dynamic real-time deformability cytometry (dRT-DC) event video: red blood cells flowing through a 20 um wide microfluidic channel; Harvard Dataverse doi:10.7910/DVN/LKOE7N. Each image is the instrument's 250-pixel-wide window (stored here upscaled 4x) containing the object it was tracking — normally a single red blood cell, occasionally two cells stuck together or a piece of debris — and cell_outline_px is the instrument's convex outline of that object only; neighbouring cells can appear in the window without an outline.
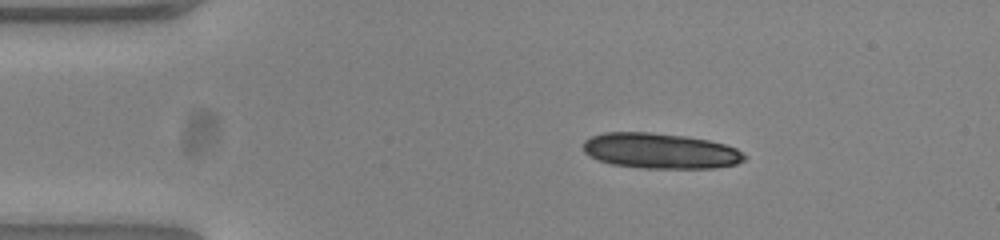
{"species": "common noctule bat (a hibernating species)", "species_latin": "Nyctalus noctula", "temperature_condition": "warm", "stored_images_in_passage": 44, "camera_frame_rate_fps": 3000, "um_per_image_px": 0.085, "animal": {"sex": "female", "body_mass_g": 23.0, "forearm_length_mm": 53.4}, "frame": {"image": 1, "passage_image": 1, "time_ms": 0.0, "image_size_px": [1000, 240], "cell_outline_px": [[748, 156], [744, 160], [736, 164], [716, 168], [644, 168], [612, 164], [588, 156], [584, 152], [584, 140], [592, 136], [604, 132], [648, 132], [684, 136], [708, 140], [724, 144], [736, 148], [744, 152]], "centroid_in_image_um": [56.15, 12.82], "position_along_channel_um": 28.9, "area_um2": 33.35}}
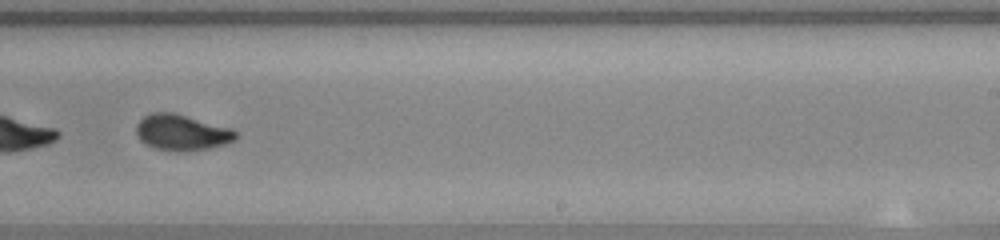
{"frame": {"image": 2, "passage_image": 25, "time_ms": 8.0, "image_size_px": [1000, 240], "cell_outline_px": [[236, 140], [224, 144], [208, 148], [176, 152], [156, 148], [144, 144], [140, 140], [136, 132], [136, 124], [144, 116], [152, 112], [172, 112], [232, 128], [236, 132]], "centroid_in_image_um": [15.43, 11.26], "position_along_channel_um": 273.6, "area_um2": 20.75}}
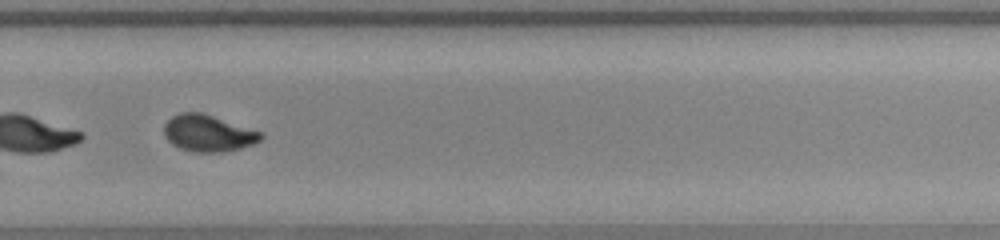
{"frame": {"image": 3, "passage_image": 28, "time_ms": 9.0, "image_size_px": [1000, 240], "cell_outline_px": [[264, 136], [260, 140], [252, 144], [240, 148], [220, 152], [196, 152], [180, 148], [172, 144], [164, 136], [164, 124], [172, 116], [180, 112], [200, 112], [264, 132]], "centroid_in_image_um": [17.69, 11.32], "position_along_channel_um": 312.1, "area_um2": 20.63}, "authors_computed_cell_mechanics": {"area_um2": 21.0681, "velocity_mm_per_s": 3.856, "shape_relaxation_time_tau1_ms": 5.5907, "shape_relaxation_time_tau2_ms": 0.7461, "deformation_change_tau1": 0.1876, "deformation_change_tau2": 0.0462}}